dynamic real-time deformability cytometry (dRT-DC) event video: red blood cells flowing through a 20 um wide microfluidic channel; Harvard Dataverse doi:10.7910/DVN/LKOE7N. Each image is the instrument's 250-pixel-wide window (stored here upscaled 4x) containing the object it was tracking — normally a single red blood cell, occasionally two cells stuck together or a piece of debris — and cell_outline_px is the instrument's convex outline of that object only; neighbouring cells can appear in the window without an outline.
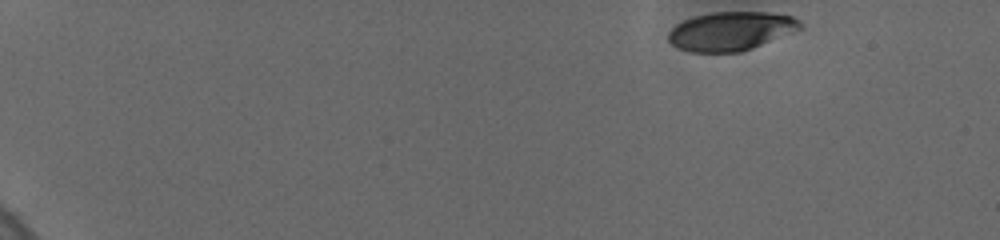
{"species": "human", "species_latin": "Homo sapiens", "temperature_condition": "cold", "stored_images_in_passage": 37, "camera_frame_rate_fps": 3000, "um_per_image_px": 0.085, "donor": {"sex": "female"}, "frame": {"image": 1, "passage_image": 1, "time_ms": 0.0, "image_size_px": [1000, 240], "cell_outline_px": [[800, 28], [752, 48], [740, 52], [688, 52], [676, 48], [668, 40], [668, 32], [676, 24], [684, 20], [696, 16], [712, 12], [768, 12], [792, 16], [800, 20]], "centroid_in_image_um": [62.06, 2.65], "position_along_channel_um": 22.9, "area_um2": 29.54}}
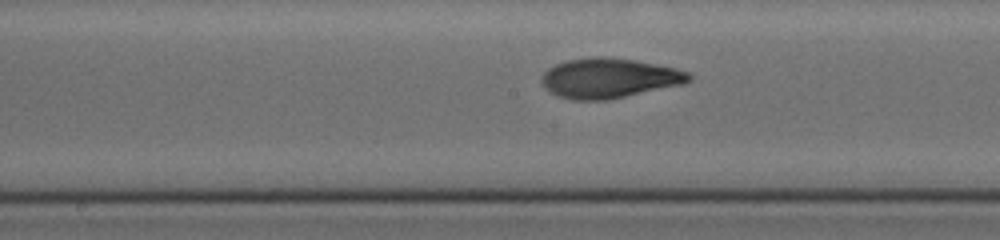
{"frame": {"image": 2, "passage_image": 22, "time_ms": 8.667, "image_size_px": [1000, 240], "cell_outline_px": [[692, 80], [684, 84], [608, 100], [572, 100], [556, 96], [548, 92], [544, 88], [540, 80], [540, 76], [548, 68], [564, 60], [592, 56], [600, 56], [636, 60], [676, 68], [688, 72], [692, 76]], "centroid_in_image_um": [51.74, 6.64], "position_along_channel_um": 196.5, "area_um2": 34.74}}
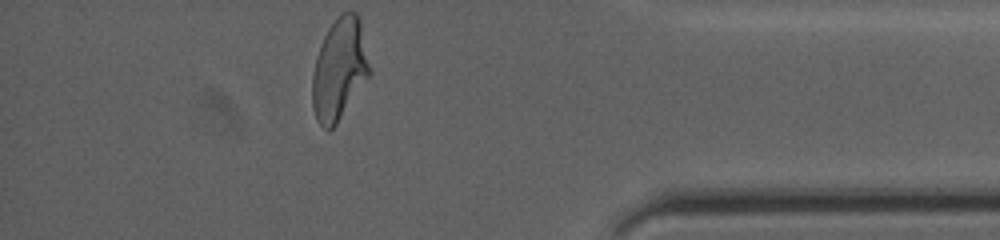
{"frame": {"image": 3, "passage_image": 37, "time_ms": 15.0, "image_size_px": [1000, 240], "cell_outline_px": [[372, 72], [336, 124], [328, 132], [316, 120], [312, 108], [312, 72], [316, 56], [324, 36], [328, 28], [340, 12], [356, 12], [360, 20]], "centroid_in_image_um": [28.84, 5.88], "position_along_channel_um": 406.4, "area_um2": 34.1}, "authors_computed_cell_mechanics": {"area_um2": 32.8304, "velocity_mm_per_s": 3.6883, "shape_relaxation_time_tau1_ms": 4.6247, "shape_relaxation_time_tau2_ms": 1.1915, "deformation_change_tau1": 0.1772, "deformation_change_tau2": 0.0733}}